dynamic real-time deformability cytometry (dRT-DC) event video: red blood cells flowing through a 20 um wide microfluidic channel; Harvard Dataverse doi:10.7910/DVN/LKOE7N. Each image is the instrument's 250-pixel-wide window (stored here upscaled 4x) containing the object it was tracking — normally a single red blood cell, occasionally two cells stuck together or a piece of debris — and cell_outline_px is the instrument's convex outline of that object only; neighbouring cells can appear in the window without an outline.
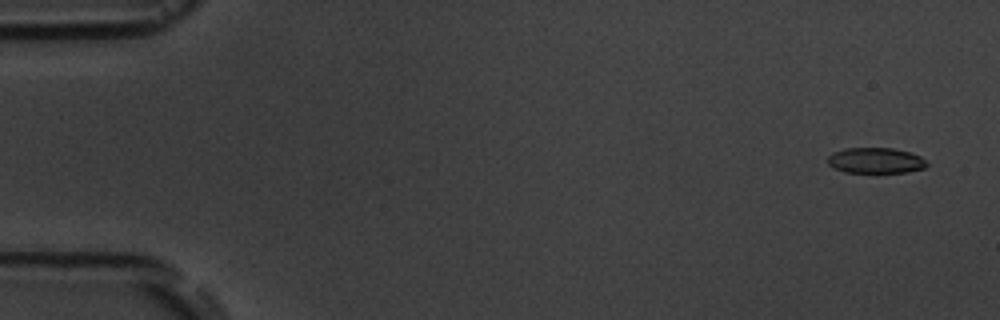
{"species": "common noctule bat (a hibernating species)", "species_latin": "Nyctalus noctula", "temperature_condition": "room temperature", "stored_images_in_passage": 5, "camera_frame_rate_fps": 3000, "um_per_image_px": 0.085, "animal": {"sex": "male", "body_mass_g": 19.5, "forearm_length_mm": 54.6}, "frame": {"image": 1, "passage_image": 1, "time_ms": 0.0, "image_size_px": [1000, 320], "cell_outline_px": [[928, 164], [924, 168], [908, 172], [844, 172], [832, 168], [828, 164], [828, 156], [832, 152], [844, 148], [892, 148], [908, 152], [920, 156]], "centroid_in_image_um": [74.38, 13.64], "position_along_channel_um": 10.6, "area_um2": 14.8}}
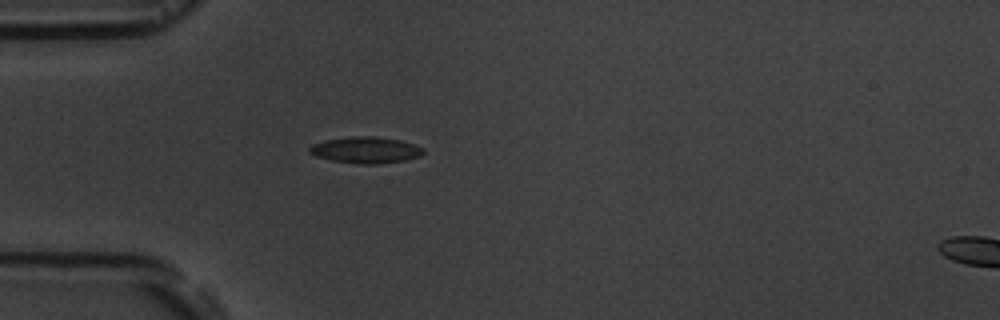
{"frame": {"image": 2, "passage_image": 5, "time_ms": 4.667, "image_size_px": [1000, 320], "cell_outline_px": [[424, 152], [420, 156], [404, 160], [376, 164], [360, 164], [332, 160], [316, 156], [308, 152], [308, 148], [312, 144], [324, 140], [352, 136], [376, 136], [400, 140], [424, 148]], "centroid_in_image_um": [31.06, 12.74], "position_along_channel_um": 53.9, "area_um2": 17.46}}